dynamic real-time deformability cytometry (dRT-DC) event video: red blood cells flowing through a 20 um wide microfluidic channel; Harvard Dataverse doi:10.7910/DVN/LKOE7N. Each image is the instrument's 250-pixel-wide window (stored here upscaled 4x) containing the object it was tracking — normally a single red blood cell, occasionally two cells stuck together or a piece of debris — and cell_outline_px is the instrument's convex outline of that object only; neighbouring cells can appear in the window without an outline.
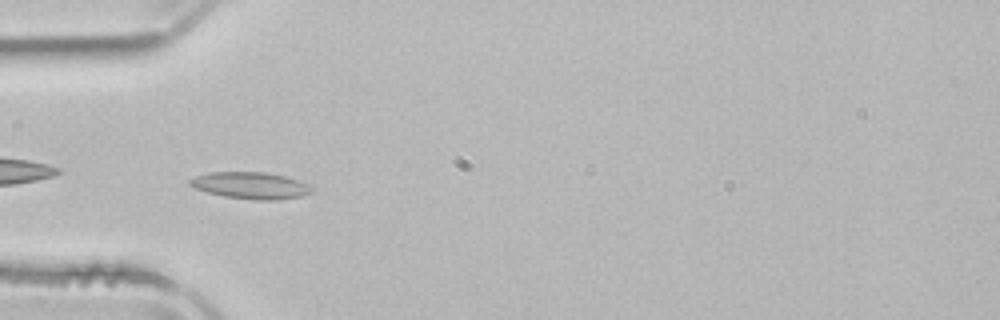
{"species": "common noctule bat (a hibernating species)", "species_latin": "Nyctalus noctula", "temperature_condition": "room temperature", "stored_images_in_passage": 5, "camera_frame_rate_fps": 3000, "um_per_image_px": 0.085, "animal": {"sex": "male", "body_mass_g": 21.5, "forearm_length_mm": 52.0}, "frame": {"image": 1, "passage_image": 5, "time_ms": 5.333, "image_size_px": [1000, 320], "cell_outline_px": [[316, 188], [312, 192], [300, 196], [276, 200], [256, 200], [224, 196], [208, 192], [196, 188], [188, 184], [188, 180], [196, 176], [208, 172], [264, 172], [284, 176], [308, 184]], "centroid_in_image_um": [21.31, 15.76], "position_along_channel_um": 63.7, "area_um2": 18.9}}